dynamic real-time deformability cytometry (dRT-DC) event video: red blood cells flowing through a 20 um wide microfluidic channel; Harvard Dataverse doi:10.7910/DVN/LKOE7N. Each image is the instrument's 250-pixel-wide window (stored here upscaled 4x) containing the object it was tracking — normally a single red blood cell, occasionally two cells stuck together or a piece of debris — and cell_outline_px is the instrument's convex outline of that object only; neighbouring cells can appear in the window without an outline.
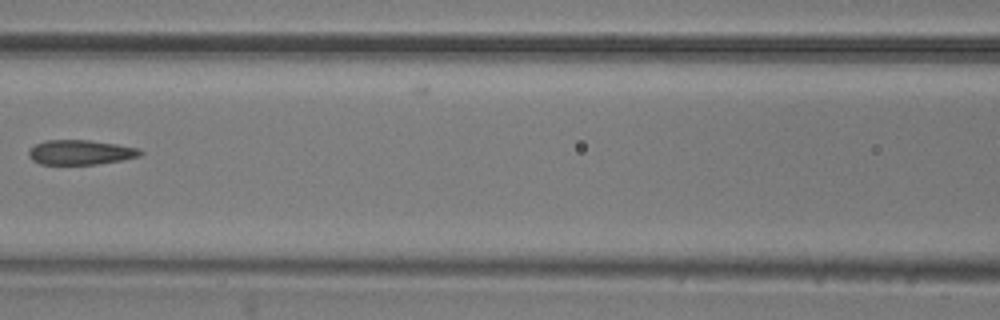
{"species": "common noctule bat (a hibernating species)", "species_latin": "Nyctalus noctula", "temperature_condition": "room temperature", "stored_images_in_passage": 7, "camera_frame_rate_fps": 3000, "um_per_image_px": 0.085, "animal": {"sex": "male", "body_mass_g": 20.5, "forearm_length_mm": 52.5}, "frame": {"image": 1, "passage_image": 7, "time_ms": 2.0, "image_size_px": [1000, 320], "cell_outline_px": [[144, 152], [140, 156], [120, 160], [96, 164], [40, 164], [32, 160], [28, 156], [28, 152], [36, 144], [44, 140], [88, 140], [116, 144], [136, 148]], "centroid_in_image_um": [6.81, 12.94], "position_along_channel_um": 159.8, "area_um2": 15.9}}